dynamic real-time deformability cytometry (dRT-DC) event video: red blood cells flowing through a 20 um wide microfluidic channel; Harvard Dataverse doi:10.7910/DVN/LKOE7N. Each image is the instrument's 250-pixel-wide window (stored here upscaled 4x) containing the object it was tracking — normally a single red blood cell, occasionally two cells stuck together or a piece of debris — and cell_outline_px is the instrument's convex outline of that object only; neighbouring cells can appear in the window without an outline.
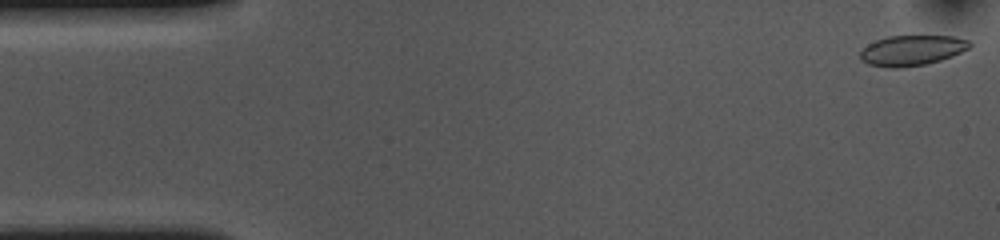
{"species": "common noctule bat (a hibernating species)", "species_latin": "Nyctalus noctula", "temperature_condition": "cold", "stored_images_in_passage": 54, "camera_frame_rate_fps": 3000, "um_per_image_px": 0.085, "animal": {"sex": "female", "body_mass_g": 10.0, "forearm_length_mm": 53.1}, "frame": {"image": 1, "passage_image": 1, "time_ms": 0.0, "image_size_px": [1000, 240], "cell_outline_px": [[972, 44], [968, 48], [952, 56], [940, 60], [924, 64], [896, 68], [892, 68], [868, 64], [860, 60], [860, 52], [868, 44], [876, 40], [888, 36], [952, 36], [968, 40]], "centroid_in_image_um": [77.48, 4.28], "position_along_channel_um": 7.5, "area_um2": 19.13}}
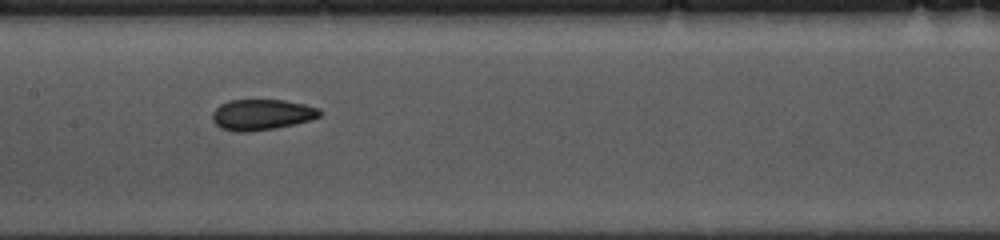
{"frame": {"image": 2, "passage_image": 25, "time_ms": 8.0, "image_size_px": [1000, 240], "cell_outline_px": [[324, 112], [320, 116], [312, 120], [276, 128], [252, 132], [236, 132], [220, 128], [212, 120], [212, 112], [220, 104], [228, 100], [284, 100], [304, 104], [320, 108]], "centroid_in_image_um": [22.26, 9.75], "position_along_channel_um": 185.1, "area_um2": 19.59}}
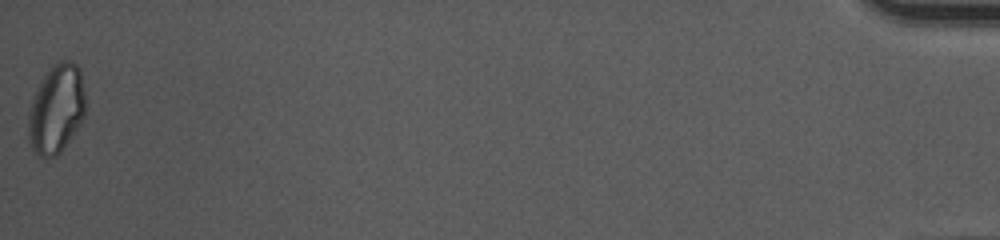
{"frame": {"image": 3, "passage_image": 54, "time_ms": 17.667, "image_size_px": [1000, 240], "cell_outline_px": [[84, 116], [80, 124], [60, 152], [56, 156], [40, 156], [32, 148], [28, 140], [28, 116], [32, 100], [48, 68], [52, 64], [60, 60], [72, 60], [80, 68], [84, 88]], "centroid_in_image_um": [4.79, 9.23], "position_along_channel_um": 430.4, "area_um2": 29.36}, "authors_computed_cell_mechanics": {"area_um2": 19.7965, "velocity_mm_per_s": 3.6124, "shape_relaxation_time_tau1_ms": 6.5169, "shape_relaxation_time_tau2_ms": 2.8117, "deformation_change_tau1": 0.1231, "deformation_change_tau2": 0.0525}}